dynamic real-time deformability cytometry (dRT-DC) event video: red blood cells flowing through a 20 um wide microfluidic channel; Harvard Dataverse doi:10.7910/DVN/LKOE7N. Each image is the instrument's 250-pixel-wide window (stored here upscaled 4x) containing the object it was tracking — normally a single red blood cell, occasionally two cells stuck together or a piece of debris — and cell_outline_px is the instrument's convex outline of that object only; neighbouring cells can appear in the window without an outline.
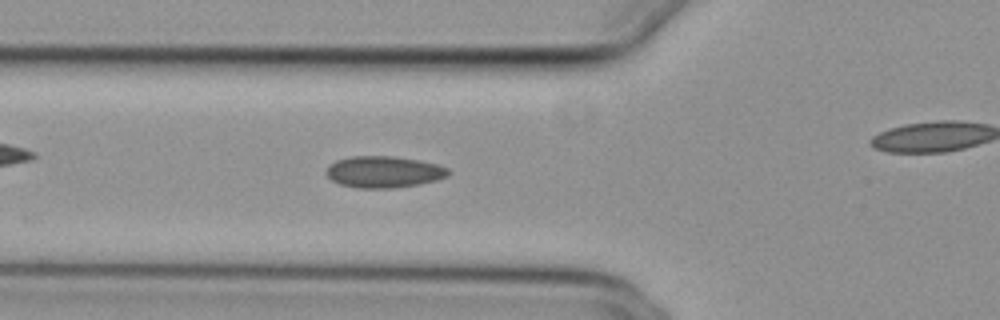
{"species": "common noctule bat (a hibernating species)", "species_latin": "Nyctalus noctula", "temperature_condition": "cold", "stored_images_in_passage": 55, "camera_frame_rate_fps": 3000, "um_per_image_px": 0.085, "animal": {"sex": "female", "body_mass_g": 29.2, "forearm_length_mm": 56.3}, "frame": {"image": 1, "passage_image": 20, "time_ms": 6.333, "image_size_px": [1000, 320], "cell_outline_px": [[452, 172], [448, 176], [436, 180], [420, 184], [396, 188], [356, 188], [340, 184], [332, 180], [324, 172], [336, 160], [352, 156], [392, 156], [416, 160], [436, 164], [448, 168]], "centroid_in_image_um": [32.64, 14.62], "position_along_channel_um": 93.2, "area_um2": 22.43}}
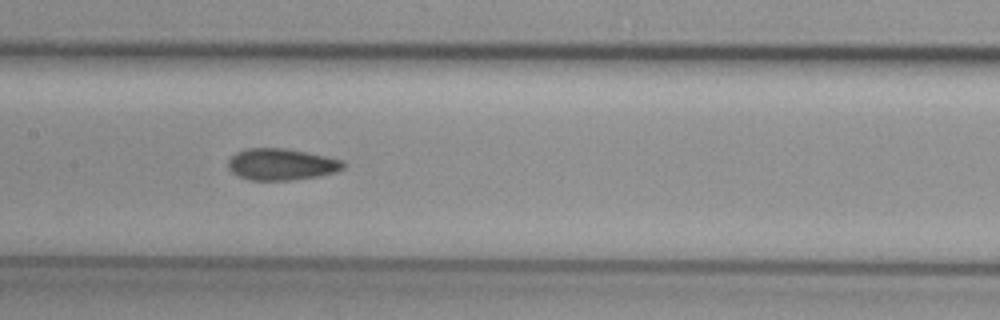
{"frame": {"image": 2, "passage_image": 27, "time_ms": 8.667, "image_size_px": [1000, 320], "cell_outline_px": [[344, 168], [336, 172], [320, 176], [292, 180], [248, 180], [232, 172], [228, 168], [228, 160], [236, 152], [248, 148], [284, 148], [308, 152], [344, 160]], "centroid_in_image_um": [23.94, 13.97], "position_along_channel_um": 183.5, "area_um2": 21.33}}